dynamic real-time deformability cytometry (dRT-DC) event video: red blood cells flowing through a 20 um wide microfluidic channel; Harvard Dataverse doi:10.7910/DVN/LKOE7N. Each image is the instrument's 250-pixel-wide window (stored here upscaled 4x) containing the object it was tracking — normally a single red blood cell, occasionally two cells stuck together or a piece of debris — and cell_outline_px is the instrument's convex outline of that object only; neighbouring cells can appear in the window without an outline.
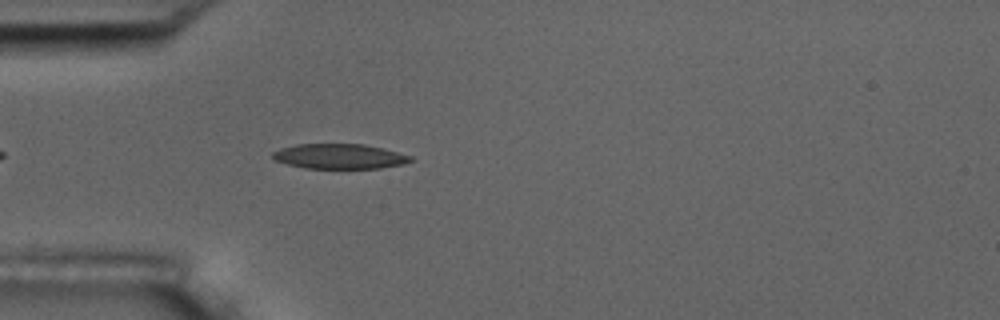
{"species": "common noctule bat (a hibernating species)", "species_latin": "Nyctalus noctula", "temperature_condition": "room temperature", "stored_images_in_passage": 43, "camera_frame_rate_fps": 3000, "um_per_image_px": 0.085, "animal": {"sex": "male", "body_mass_g": 17.5, "forearm_length_mm": 52.3}, "frame": {"image": 1, "passage_image": 5, "time_ms": 1.333, "image_size_px": [1000, 320], "cell_outline_px": [[412, 160], [404, 164], [380, 168], [304, 168], [272, 160], [272, 152], [280, 148], [296, 144], [364, 144], [412, 156]], "centroid_in_image_um": [28.8, 13.29], "position_along_channel_um": 56.2, "area_um2": 20.0}}
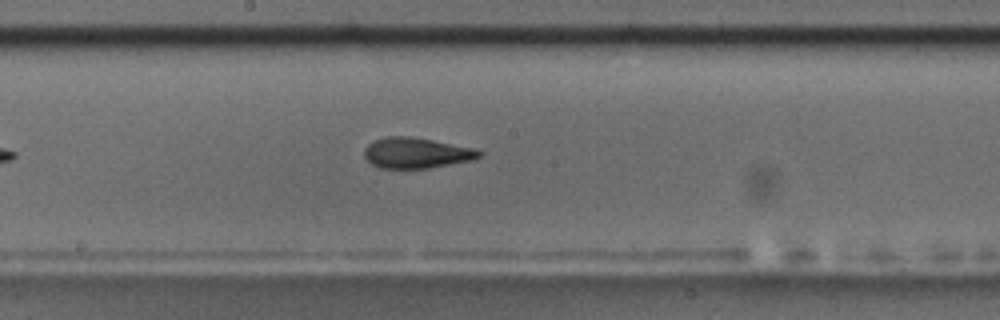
{"frame": {"image": 2, "passage_image": 18, "time_ms": 5.667, "image_size_px": [1000, 320], "cell_outline_px": [[484, 152], [480, 156], [472, 160], [428, 168], [380, 168], [372, 164], [364, 156], [364, 148], [368, 144], [384, 136], [412, 136], [476, 148]], "centroid_in_image_um": [35.4, 12.99], "position_along_channel_um": 212.8, "area_um2": 20.58}}
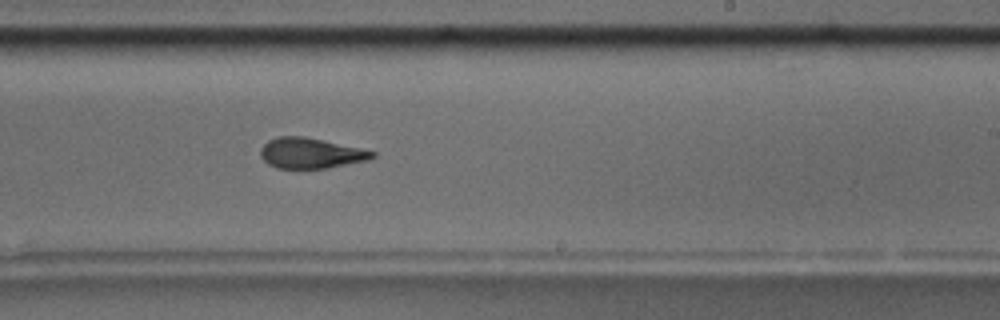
{"frame": {"image": 3, "passage_image": 22, "time_ms": 7.0, "image_size_px": [1000, 320], "cell_outline_px": [[376, 156], [368, 160], [328, 168], [276, 168], [268, 164], [260, 156], [260, 148], [268, 140], [276, 136], [304, 136], [376, 152]], "centroid_in_image_um": [26.37, 13.02], "position_along_channel_um": 262.6, "area_um2": 19.77}, "authors_computed_cell_mechanics": {"area_um2": 20.5768, "velocity_mm_per_s": 3.7433, "shape_relaxation_time_tau1_ms": null, "shape_relaxation_time_tau2_ms": 2.3057, "deformation_change_tau1": null, "deformation_change_tau2": 0.0986}}